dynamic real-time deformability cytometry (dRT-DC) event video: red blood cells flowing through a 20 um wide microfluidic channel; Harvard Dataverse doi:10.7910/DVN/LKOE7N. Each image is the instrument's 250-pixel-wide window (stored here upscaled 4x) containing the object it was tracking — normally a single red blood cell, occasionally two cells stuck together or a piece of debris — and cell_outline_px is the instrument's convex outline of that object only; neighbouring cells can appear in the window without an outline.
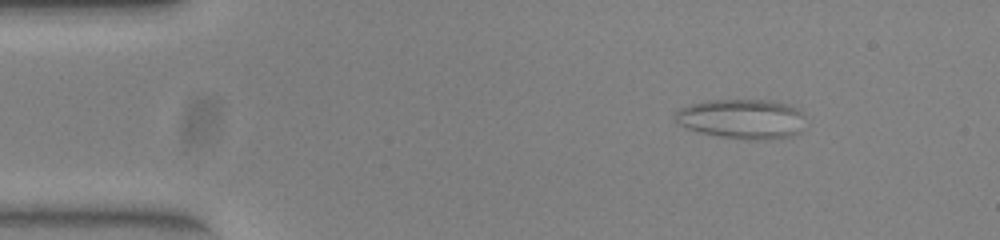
{"species": "common noctule bat (a hibernating species)", "species_latin": "Nyctalus noctula", "temperature_condition": "warm", "stored_images_in_passage": 52, "camera_frame_rate_fps": 3000, "um_per_image_px": 0.085, "animal": {"sex": "female", "body_mass_g": 23.0, "forearm_length_mm": 53.4}, "frame": {"image": 1, "passage_image": 7, "time_ms": 2.0, "image_size_px": [1000, 240], "cell_outline_px": [[804, 116], [800, 132], [792, 136], [768, 140], [748, 140], [720, 136], [700, 132], [688, 128], [680, 124], [672, 116], [680, 108], [692, 104], [708, 100], [776, 100], [800, 108]], "centroid_in_image_um": [63.11, 10.1], "position_along_channel_um": 21.9, "area_um2": 30.4}}
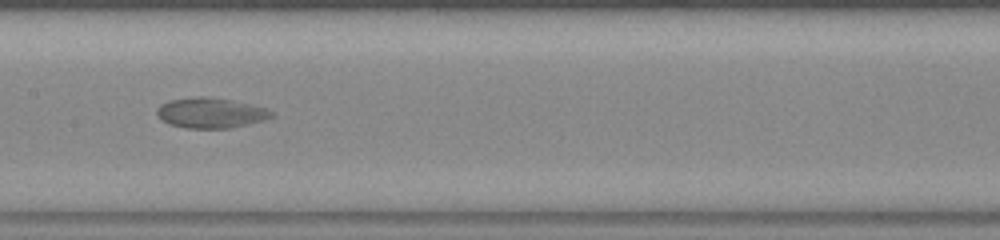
{"frame": {"image": 2, "passage_image": 26, "time_ms": 8.333, "image_size_px": [1000, 240], "cell_outline_px": [[276, 116], [264, 120], [232, 128], [188, 128], [168, 124], [160, 120], [156, 112], [160, 104], [172, 100], [196, 96], [204, 96], [228, 100], [268, 108]], "centroid_in_image_um": [17.91, 9.61], "position_along_channel_um": 189.5, "area_um2": 20.17}}
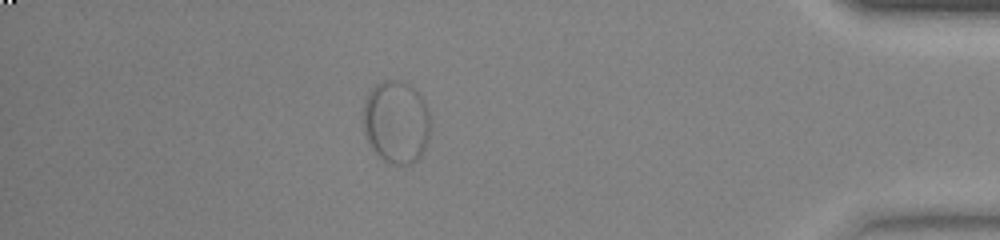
{"frame": {"image": 3, "passage_image": 46, "time_ms": 15.0, "image_size_px": [1000, 240], "cell_outline_px": [[428, 136], [424, 148], [420, 156], [412, 164], [392, 164], [384, 160], [372, 148], [364, 132], [364, 100], [368, 92], [376, 84], [384, 80], [400, 80], [416, 88], [424, 100], [428, 112]], "centroid_in_image_um": [33.67, 10.34], "position_along_channel_um": 401.5, "area_um2": 32.19}}